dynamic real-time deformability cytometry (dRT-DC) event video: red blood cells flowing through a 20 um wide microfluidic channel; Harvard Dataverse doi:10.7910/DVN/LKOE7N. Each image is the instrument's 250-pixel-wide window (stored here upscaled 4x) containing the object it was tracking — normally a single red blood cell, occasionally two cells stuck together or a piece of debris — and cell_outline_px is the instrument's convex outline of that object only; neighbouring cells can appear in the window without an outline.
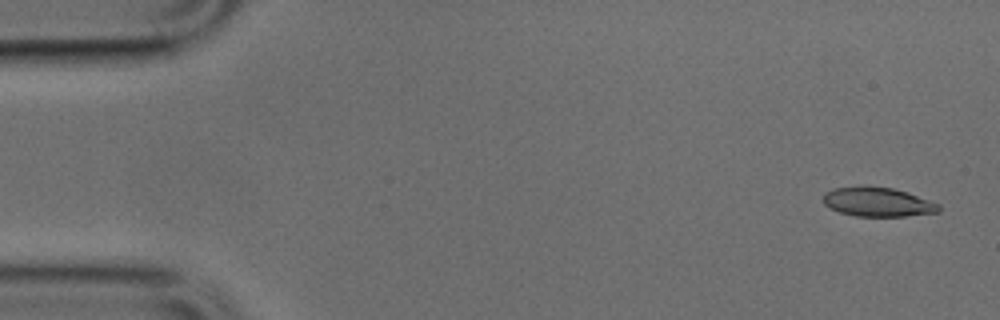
{"species": "common noctule bat (a hibernating species)", "species_latin": "Nyctalus noctula", "temperature_condition": "cold", "stored_images_in_passage": 50, "camera_frame_rate_fps": 3000, "um_per_image_px": 0.085, "animal": {"sex": "male", "body_mass_g": 17.9, "forearm_length_mm": 54.2}, "frame": {"image": 1, "passage_image": 2, "time_ms": 0.333, "image_size_px": [1000, 320], "cell_outline_px": [[940, 212], [904, 216], [856, 216], [840, 212], [828, 208], [824, 204], [824, 192], [832, 188], [864, 184], [892, 188], [908, 192], [940, 204]], "centroid_in_image_um": [74.57, 17.14], "position_along_channel_um": 10.4, "area_um2": 20.11}}
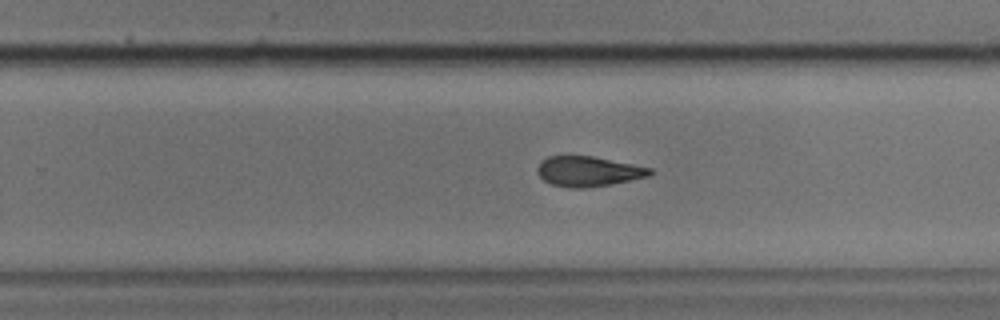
{"frame": {"image": 2, "passage_image": 31, "time_ms": 10.0, "image_size_px": [1000, 320], "cell_outline_px": [[656, 172], [648, 176], [612, 184], [588, 188], [568, 188], [552, 184], [544, 180], [536, 172], [536, 168], [540, 160], [548, 156], [592, 156], [652, 168]], "centroid_in_image_um": [49.99, 14.57], "position_along_channel_um": 279.8, "area_um2": 19.88}}
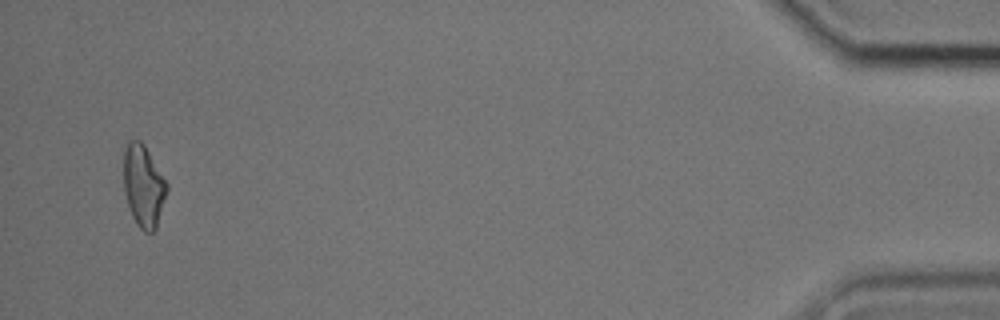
{"frame": {"image": 3, "passage_image": 48, "time_ms": 15.667, "image_size_px": [1000, 320], "cell_outline_px": [[168, 192], [156, 228], [152, 232], [144, 232], [136, 224], [132, 216], [124, 192], [124, 152], [128, 140], [140, 140], [144, 144], [168, 184]], "centroid_in_image_um": [12.21, 15.81], "position_along_channel_um": 423.0, "area_um2": 20.69}}